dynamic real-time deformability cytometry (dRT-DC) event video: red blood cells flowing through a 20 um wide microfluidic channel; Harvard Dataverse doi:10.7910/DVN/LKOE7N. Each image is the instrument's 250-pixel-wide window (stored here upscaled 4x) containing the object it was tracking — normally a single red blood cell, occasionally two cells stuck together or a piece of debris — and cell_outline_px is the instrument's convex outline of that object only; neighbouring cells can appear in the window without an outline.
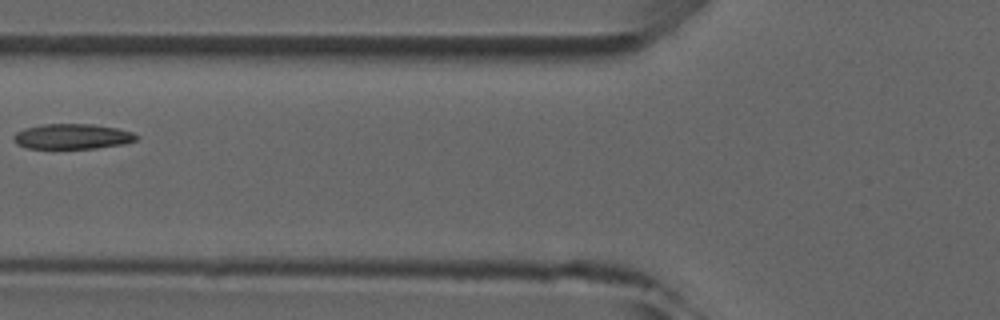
{"species": "common noctule bat (a hibernating species)", "species_latin": "Nyctalus noctula", "temperature_condition": "room temperature", "stored_images_in_passage": 6, "camera_frame_rate_fps": 3000, "um_per_image_px": 0.085, "animal": {"sex": "male", "forearm_length_mm": 52.5}, "frame": {"image": 1, "passage_image": 6, "time_ms": 5.667, "image_size_px": [1000, 320], "cell_outline_px": [[140, 136], [136, 140], [124, 144], [96, 148], [28, 148], [16, 144], [12, 140], [12, 136], [16, 132], [24, 128], [44, 124], [92, 124], [116, 128], [132, 132]], "centroid_in_image_um": [6.13, 11.6], "position_along_channel_um": 119.7, "area_um2": 18.09}}